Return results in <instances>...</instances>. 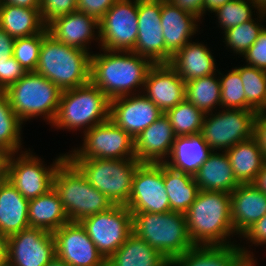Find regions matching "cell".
Returning a JSON list of instances; mask_svg holds the SVG:
<instances>
[{"label":"cell","mask_w":266,"mask_h":266,"mask_svg":"<svg viewBox=\"0 0 266 266\" xmlns=\"http://www.w3.org/2000/svg\"><path fill=\"white\" fill-rule=\"evenodd\" d=\"M152 66L150 60L132 51L101 49L91 54L90 82L110 100L140 94Z\"/></svg>","instance_id":"cell-1"},{"label":"cell","mask_w":266,"mask_h":266,"mask_svg":"<svg viewBox=\"0 0 266 266\" xmlns=\"http://www.w3.org/2000/svg\"><path fill=\"white\" fill-rule=\"evenodd\" d=\"M29 200L7 180L0 188V236L7 238L29 228Z\"/></svg>","instance_id":"cell-28"},{"label":"cell","mask_w":266,"mask_h":266,"mask_svg":"<svg viewBox=\"0 0 266 266\" xmlns=\"http://www.w3.org/2000/svg\"><path fill=\"white\" fill-rule=\"evenodd\" d=\"M46 266H69V265L65 263L63 260H60L59 258L55 257Z\"/></svg>","instance_id":"cell-56"},{"label":"cell","mask_w":266,"mask_h":266,"mask_svg":"<svg viewBox=\"0 0 266 266\" xmlns=\"http://www.w3.org/2000/svg\"><path fill=\"white\" fill-rule=\"evenodd\" d=\"M240 245L193 246L176 257L171 266H245L249 261L257 262L250 248Z\"/></svg>","instance_id":"cell-21"},{"label":"cell","mask_w":266,"mask_h":266,"mask_svg":"<svg viewBox=\"0 0 266 266\" xmlns=\"http://www.w3.org/2000/svg\"><path fill=\"white\" fill-rule=\"evenodd\" d=\"M256 14L257 18L254 17L252 20H248L223 32L224 41L222 42H224L225 47L233 51V54L243 56L263 30L265 25H262L261 21L265 20L266 13L256 12Z\"/></svg>","instance_id":"cell-37"},{"label":"cell","mask_w":266,"mask_h":266,"mask_svg":"<svg viewBox=\"0 0 266 266\" xmlns=\"http://www.w3.org/2000/svg\"><path fill=\"white\" fill-rule=\"evenodd\" d=\"M41 0H1V5H14L30 9H40Z\"/></svg>","instance_id":"cell-50"},{"label":"cell","mask_w":266,"mask_h":266,"mask_svg":"<svg viewBox=\"0 0 266 266\" xmlns=\"http://www.w3.org/2000/svg\"><path fill=\"white\" fill-rule=\"evenodd\" d=\"M253 9L259 12L254 2L232 0L216 9L213 15L217 16L218 20L216 22L218 21V27L223 30V34V32L232 27L252 20L253 15H255V10L253 11Z\"/></svg>","instance_id":"cell-39"},{"label":"cell","mask_w":266,"mask_h":266,"mask_svg":"<svg viewBox=\"0 0 266 266\" xmlns=\"http://www.w3.org/2000/svg\"><path fill=\"white\" fill-rule=\"evenodd\" d=\"M14 41L15 39L0 27V62L8 61L13 56Z\"/></svg>","instance_id":"cell-49"},{"label":"cell","mask_w":266,"mask_h":266,"mask_svg":"<svg viewBox=\"0 0 266 266\" xmlns=\"http://www.w3.org/2000/svg\"><path fill=\"white\" fill-rule=\"evenodd\" d=\"M107 266H171V262L132 233L107 260Z\"/></svg>","instance_id":"cell-30"},{"label":"cell","mask_w":266,"mask_h":266,"mask_svg":"<svg viewBox=\"0 0 266 266\" xmlns=\"http://www.w3.org/2000/svg\"><path fill=\"white\" fill-rule=\"evenodd\" d=\"M162 114L157 105L142 93L110 100V120L134 139Z\"/></svg>","instance_id":"cell-18"},{"label":"cell","mask_w":266,"mask_h":266,"mask_svg":"<svg viewBox=\"0 0 266 266\" xmlns=\"http://www.w3.org/2000/svg\"><path fill=\"white\" fill-rule=\"evenodd\" d=\"M251 184L266 194V161L264 162L261 171Z\"/></svg>","instance_id":"cell-51"},{"label":"cell","mask_w":266,"mask_h":266,"mask_svg":"<svg viewBox=\"0 0 266 266\" xmlns=\"http://www.w3.org/2000/svg\"><path fill=\"white\" fill-rule=\"evenodd\" d=\"M90 59L89 52L63 44L47 33L35 72L65 91L90 82Z\"/></svg>","instance_id":"cell-3"},{"label":"cell","mask_w":266,"mask_h":266,"mask_svg":"<svg viewBox=\"0 0 266 266\" xmlns=\"http://www.w3.org/2000/svg\"><path fill=\"white\" fill-rule=\"evenodd\" d=\"M232 0H204V14L213 13L216 9Z\"/></svg>","instance_id":"cell-52"},{"label":"cell","mask_w":266,"mask_h":266,"mask_svg":"<svg viewBox=\"0 0 266 266\" xmlns=\"http://www.w3.org/2000/svg\"><path fill=\"white\" fill-rule=\"evenodd\" d=\"M83 134L82 145L68 152V159L135 158V139L110 119Z\"/></svg>","instance_id":"cell-11"},{"label":"cell","mask_w":266,"mask_h":266,"mask_svg":"<svg viewBox=\"0 0 266 266\" xmlns=\"http://www.w3.org/2000/svg\"><path fill=\"white\" fill-rule=\"evenodd\" d=\"M142 94L165 113L185 99V81L169 64H153Z\"/></svg>","instance_id":"cell-19"},{"label":"cell","mask_w":266,"mask_h":266,"mask_svg":"<svg viewBox=\"0 0 266 266\" xmlns=\"http://www.w3.org/2000/svg\"><path fill=\"white\" fill-rule=\"evenodd\" d=\"M118 0H77V11L95 17L98 21Z\"/></svg>","instance_id":"cell-45"},{"label":"cell","mask_w":266,"mask_h":266,"mask_svg":"<svg viewBox=\"0 0 266 266\" xmlns=\"http://www.w3.org/2000/svg\"><path fill=\"white\" fill-rule=\"evenodd\" d=\"M28 221L30 227L51 233L70 222L54 188L46 194L29 200Z\"/></svg>","instance_id":"cell-29"},{"label":"cell","mask_w":266,"mask_h":266,"mask_svg":"<svg viewBox=\"0 0 266 266\" xmlns=\"http://www.w3.org/2000/svg\"><path fill=\"white\" fill-rule=\"evenodd\" d=\"M8 180V166H0V188Z\"/></svg>","instance_id":"cell-54"},{"label":"cell","mask_w":266,"mask_h":266,"mask_svg":"<svg viewBox=\"0 0 266 266\" xmlns=\"http://www.w3.org/2000/svg\"><path fill=\"white\" fill-rule=\"evenodd\" d=\"M69 160L81 171L88 182L114 205L128 203L133 176L141 164L136 158Z\"/></svg>","instance_id":"cell-8"},{"label":"cell","mask_w":266,"mask_h":266,"mask_svg":"<svg viewBox=\"0 0 266 266\" xmlns=\"http://www.w3.org/2000/svg\"><path fill=\"white\" fill-rule=\"evenodd\" d=\"M175 137L163 113L135 138V158L140 163H164L171 154Z\"/></svg>","instance_id":"cell-22"},{"label":"cell","mask_w":266,"mask_h":266,"mask_svg":"<svg viewBox=\"0 0 266 266\" xmlns=\"http://www.w3.org/2000/svg\"><path fill=\"white\" fill-rule=\"evenodd\" d=\"M161 9L162 0H138V35L132 52L153 64H169L173 56L165 48Z\"/></svg>","instance_id":"cell-16"},{"label":"cell","mask_w":266,"mask_h":266,"mask_svg":"<svg viewBox=\"0 0 266 266\" xmlns=\"http://www.w3.org/2000/svg\"><path fill=\"white\" fill-rule=\"evenodd\" d=\"M35 154L29 148L8 156V180L27 200L46 194L53 188L55 171L67 158V152L62 153L47 166Z\"/></svg>","instance_id":"cell-9"},{"label":"cell","mask_w":266,"mask_h":266,"mask_svg":"<svg viewBox=\"0 0 266 266\" xmlns=\"http://www.w3.org/2000/svg\"><path fill=\"white\" fill-rule=\"evenodd\" d=\"M235 1H250V2H253V0H235Z\"/></svg>","instance_id":"cell-58"},{"label":"cell","mask_w":266,"mask_h":266,"mask_svg":"<svg viewBox=\"0 0 266 266\" xmlns=\"http://www.w3.org/2000/svg\"><path fill=\"white\" fill-rule=\"evenodd\" d=\"M193 79L185 82V100L194 104L205 114L217 111L221 108V86L219 75ZM217 105V106H216Z\"/></svg>","instance_id":"cell-34"},{"label":"cell","mask_w":266,"mask_h":266,"mask_svg":"<svg viewBox=\"0 0 266 266\" xmlns=\"http://www.w3.org/2000/svg\"><path fill=\"white\" fill-rule=\"evenodd\" d=\"M0 27L17 39L41 33L46 25L41 18L40 9L0 5Z\"/></svg>","instance_id":"cell-32"},{"label":"cell","mask_w":266,"mask_h":266,"mask_svg":"<svg viewBox=\"0 0 266 266\" xmlns=\"http://www.w3.org/2000/svg\"><path fill=\"white\" fill-rule=\"evenodd\" d=\"M48 33L63 44L85 50L92 54L89 49L94 40L99 38V21L86 13L75 11L60 16L47 26Z\"/></svg>","instance_id":"cell-20"},{"label":"cell","mask_w":266,"mask_h":266,"mask_svg":"<svg viewBox=\"0 0 266 266\" xmlns=\"http://www.w3.org/2000/svg\"><path fill=\"white\" fill-rule=\"evenodd\" d=\"M47 33L46 27L41 33L15 39L13 57L27 72L36 70L43 37Z\"/></svg>","instance_id":"cell-41"},{"label":"cell","mask_w":266,"mask_h":266,"mask_svg":"<svg viewBox=\"0 0 266 266\" xmlns=\"http://www.w3.org/2000/svg\"><path fill=\"white\" fill-rule=\"evenodd\" d=\"M110 119V99L91 82L62 91L51 128L83 133Z\"/></svg>","instance_id":"cell-5"},{"label":"cell","mask_w":266,"mask_h":266,"mask_svg":"<svg viewBox=\"0 0 266 266\" xmlns=\"http://www.w3.org/2000/svg\"><path fill=\"white\" fill-rule=\"evenodd\" d=\"M138 35V0H118L99 20V49L133 51Z\"/></svg>","instance_id":"cell-13"},{"label":"cell","mask_w":266,"mask_h":266,"mask_svg":"<svg viewBox=\"0 0 266 266\" xmlns=\"http://www.w3.org/2000/svg\"><path fill=\"white\" fill-rule=\"evenodd\" d=\"M242 57H244L242 59H245L247 65L266 71V26Z\"/></svg>","instance_id":"cell-43"},{"label":"cell","mask_w":266,"mask_h":266,"mask_svg":"<svg viewBox=\"0 0 266 266\" xmlns=\"http://www.w3.org/2000/svg\"><path fill=\"white\" fill-rule=\"evenodd\" d=\"M23 122L13 111L5 91H0V146L9 154L19 153L22 145Z\"/></svg>","instance_id":"cell-35"},{"label":"cell","mask_w":266,"mask_h":266,"mask_svg":"<svg viewBox=\"0 0 266 266\" xmlns=\"http://www.w3.org/2000/svg\"><path fill=\"white\" fill-rule=\"evenodd\" d=\"M242 237L248 244H254V246L266 245V214L255 222L240 238Z\"/></svg>","instance_id":"cell-46"},{"label":"cell","mask_w":266,"mask_h":266,"mask_svg":"<svg viewBox=\"0 0 266 266\" xmlns=\"http://www.w3.org/2000/svg\"><path fill=\"white\" fill-rule=\"evenodd\" d=\"M131 213L133 234L158 250L168 261L172 262L194 246L189 239L184 213Z\"/></svg>","instance_id":"cell-4"},{"label":"cell","mask_w":266,"mask_h":266,"mask_svg":"<svg viewBox=\"0 0 266 266\" xmlns=\"http://www.w3.org/2000/svg\"><path fill=\"white\" fill-rule=\"evenodd\" d=\"M212 54L204 43L191 41L172 56L169 65L188 82L218 72L216 59Z\"/></svg>","instance_id":"cell-25"},{"label":"cell","mask_w":266,"mask_h":266,"mask_svg":"<svg viewBox=\"0 0 266 266\" xmlns=\"http://www.w3.org/2000/svg\"><path fill=\"white\" fill-rule=\"evenodd\" d=\"M165 114L176 137L200 133L205 117L202 110L185 99L174 108L166 111Z\"/></svg>","instance_id":"cell-38"},{"label":"cell","mask_w":266,"mask_h":266,"mask_svg":"<svg viewBox=\"0 0 266 266\" xmlns=\"http://www.w3.org/2000/svg\"><path fill=\"white\" fill-rule=\"evenodd\" d=\"M163 182L171 211L185 213L194 203L199 192L194 176L172 169L163 163Z\"/></svg>","instance_id":"cell-33"},{"label":"cell","mask_w":266,"mask_h":266,"mask_svg":"<svg viewBox=\"0 0 266 266\" xmlns=\"http://www.w3.org/2000/svg\"><path fill=\"white\" fill-rule=\"evenodd\" d=\"M200 20L194 15L180 10L168 0H162L161 26L165 48L174 55L200 32ZM199 22V23H198ZM199 24V25H198Z\"/></svg>","instance_id":"cell-24"},{"label":"cell","mask_w":266,"mask_h":266,"mask_svg":"<svg viewBox=\"0 0 266 266\" xmlns=\"http://www.w3.org/2000/svg\"><path fill=\"white\" fill-rule=\"evenodd\" d=\"M9 153L0 146V166H8Z\"/></svg>","instance_id":"cell-55"},{"label":"cell","mask_w":266,"mask_h":266,"mask_svg":"<svg viewBox=\"0 0 266 266\" xmlns=\"http://www.w3.org/2000/svg\"><path fill=\"white\" fill-rule=\"evenodd\" d=\"M257 262H248L245 266H256Z\"/></svg>","instance_id":"cell-57"},{"label":"cell","mask_w":266,"mask_h":266,"mask_svg":"<svg viewBox=\"0 0 266 266\" xmlns=\"http://www.w3.org/2000/svg\"><path fill=\"white\" fill-rule=\"evenodd\" d=\"M126 207L130 212L166 213L171 211L163 182V163H141L137 167Z\"/></svg>","instance_id":"cell-14"},{"label":"cell","mask_w":266,"mask_h":266,"mask_svg":"<svg viewBox=\"0 0 266 266\" xmlns=\"http://www.w3.org/2000/svg\"><path fill=\"white\" fill-rule=\"evenodd\" d=\"M7 265L6 238L0 236V266Z\"/></svg>","instance_id":"cell-53"},{"label":"cell","mask_w":266,"mask_h":266,"mask_svg":"<svg viewBox=\"0 0 266 266\" xmlns=\"http://www.w3.org/2000/svg\"><path fill=\"white\" fill-rule=\"evenodd\" d=\"M5 93L13 111L23 123L42 117L51 125L58 110L62 90L44 76L30 71Z\"/></svg>","instance_id":"cell-7"},{"label":"cell","mask_w":266,"mask_h":266,"mask_svg":"<svg viewBox=\"0 0 266 266\" xmlns=\"http://www.w3.org/2000/svg\"><path fill=\"white\" fill-rule=\"evenodd\" d=\"M234 68L240 73V78L243 81L246 110L265 112L266 71L247 64Z\"/></svg>","instance_id":"cell-36"},{"label":"cell","mask_w":266,"mask_h":266,"mask_svg":"<svg viewBox=\"0 0 266 266\" xmlns=\"http://www.w3.org/2000/svg\"><path fill=\"white\" fill-rule=\"evenodd\" d=\"M213 150L200 133L175 137L170 158L164 163L177 171L194 176Z\"/></svg>","instance_id":"cell-27"},{"label":"cell","mask_w":266,"mask_h":266,"mask_svg":"<svg viewBox=\"0 0 266 266\" xmlns=\"http://www.w3.org/2000/svg\"><path fill=\"white\" fill-rule=\"evenodd\" d=\"M56 257L69 266H107L80 222H69L53 232Z\"/></svg>","instance_id":"cell-17"},{"label":"cell","mask_w":266,"mask_h":266,"mask_svg":"<svg viewBox=\"0 0 266 266\" xmlns=\"http://www.w3.org/2000/svg\"><path fill=\"white\" fill-rule=\"evenodd\" d=\"M253 138L256 140L266 161V112H256L253 123Z\"/></svg>","instance_id":"cell-47"},{"label":"cell","mask_w":266,"mask_h":266,"mask_svg":"<svg viewBox=\"0 0 266 266\" xmlns=\"http://www.w3.org/2000/svg\"><path fill=\"white\" fill-rule=\"evenodd\" d=\"M89 238L108 260L133 233L132 213L126 205L87 216L80 221Z\"/></svg>","instance_id":"cell-12"},{"label":"cell","mask_w":266,"mask_h":266,"mask_svg":"<svg viewBox=\"0 0 266 266\" xmlns=\"http://www.w3.org/2000/svg\"><path fill=\"white\" fill-rule=\"evenodd\" d=\"M235 178L240 184L252 183L265 162L263 154L252 137L239 142L226 151Z\"/></svg>","instance_id":"cell-31"},{"label":"cell","mask_w":266,"mask_h":266,"mask_svg":"<svg viewBox=\"0 0 266 266\" xmlns=\"http://www.w3.org/2000/svg\"><path fill=\"white\" fill-rule=\"evenodd\" d=\"M217 73L221 86V108L246 110V96L240 73L234 67L226 75L219 69Z\"/></svg>","instance_id":"cell-40"},{"label":"cell","mask_w":266,"mask_h":266,"mask_svg":"<svg viewBox=\"0 0 266 266\" xmlns=\"http://www.w3.org/2000/svg\"><path fill=\"white\" fill-rule=\"evenodd\" d=\"M27 71L12 56L8 61L0 62V91H6L20 80Z\"/></svg>","instance_id":"cell-44"},{"label":"cell","mask_w":266,"mask_h":266,"mask_svg":"<svg viewBox=\"0 0 266 266\" xmlns=\"http://www.w3.org/2000/svg\"><path fill=\"white\" fill-rule=\"evenodd\" d=\"M77 11V0H41L40 14L47 26L54 19Z\"/></svg>","instance_id":"cell-42"},{"label":"cell","mask_w":266,"mask_h":266,"mask_svg":"<svg viewBox=\"0 0 266 266\" xmlns=\"http://www.w3.org/2000/svg\"><path fill=\"white\" fill-rule=\"evenodd\" d=\"M206 113L200 134L213 151L226 152L239 142L253 137L256 112L225 109Z\"/></svg>","instance_id":"cell-10"},{"label":"cell","mask_w":266,"mask_h":266,"mask_svg":"<svg viewBox=\"0 0 266 266\" xmlns=\"http://www.w3.org/2000/svg\"><path fill=\"white\" fill-rule=\"evenodd\" d=\"M189 239L194 246H228L235 234L230 193L199 190L184 213ZM234 234V235H233Z\"/></svg>","instance_id":"cell-2"},{"label":"cell","mask_w":266,"mask_h":266,"mask_svg":"<svg viewBox=\"0 0 266 266\" xmlns=\"http://www.w3.org/2000/svg\"><path fill=\"white\" fill-rule=\"evenodd\" d=\"M8 266H46L56 257L51 232L29 227L6 238Z\"/></svg>","instance_id":"cell-15"},{"label":"cell","mask_w":266,"mask_h":266,"mask_svg":"<svg viewBox=\"0 0 266 266\" xmlns=\"http://www.w3.org/2000/svg\"><path fill=\"white\" fill-rule=\"evenodd\" d=\"M231 197V219L237 237H241L266 214V194L253 184H240Z\"/></svg>","instance_id":"cell-23"},{"label":"cell","mask_w":266,"mask_h":266,"mask_svg":"<svg viewBox=\"0 0 266 266\" xmlns=\"http://www.w3.org/2000/svg\"><path fill=\"white\" fill-rule=\"evenodd\" d=\"M199 190L233 192L240 183L234 176L226 152L213 151L194 174Z\"/></svg>","instance_id":"cell-26"},{"label":"cell","mask_w":266,"mask_h":266,"mask_svg":"<svg viewBox=\"0 0 266 266\" xmlns=\"http://www.w3.org/2000/svg\"><path fill=\"white\" fill-rule=\"evenodd\" d=\"M53 188L70 222L109 210L114 204L94 188L81 171L66 158L56 169Z\"/></svg>","instance_id":"cell-6"},{"label":"cell","mask_w":266,"mask_h":266,"mask_svg":"<svg viewBox=\"0 0 266 266\" xmlns=\"http://www.w3.org/2000/svg\"><path fill=\"white\" fill-rule=\"evenodd\" d=\"M180 10L188 12L197 17L200 22L204 18V0H168Z\"/></svg>","instance_id":"cell-48"}]
</instances>
